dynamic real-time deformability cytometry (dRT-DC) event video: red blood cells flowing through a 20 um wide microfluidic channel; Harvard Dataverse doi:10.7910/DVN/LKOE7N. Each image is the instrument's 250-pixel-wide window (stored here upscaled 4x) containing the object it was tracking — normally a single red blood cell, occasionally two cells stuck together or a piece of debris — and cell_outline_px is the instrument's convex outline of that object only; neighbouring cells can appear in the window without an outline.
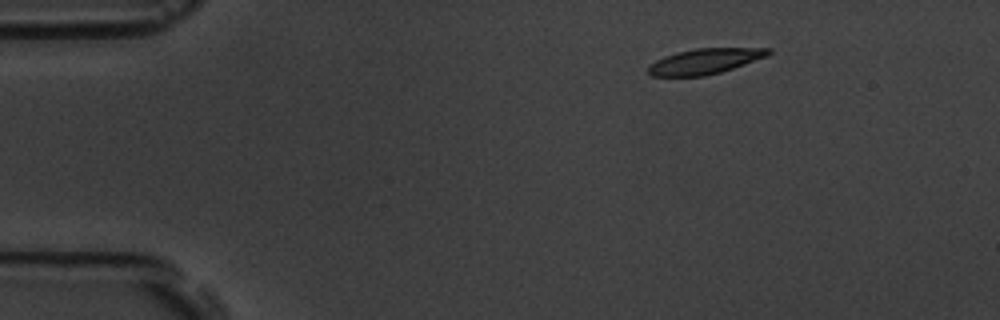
{"species": "common noctule bat (a hibernating species)", "species_latin": "Nyctalus noctula", "temperature_condition": "room temperature", "stored_images_in_passage": 6, "camera_frame_rate_fps": 3000, "um_per_image_px": 0.085, "animal": {"sex": "male", "body_mass_g": 19.5, "forearm_length_mm": 54.6}, "frame": {"image": 1, "passage_image": 1, "time_ms": 0.0, "image_size_px": [1000, 320], "cell_outline_px": [[772, 52], [768, 56], [720, 72], [704, 76], [652, 76], [648, 72], [648, 64], [664, 56], [676, 52], [696, 48], [772, 48]], "centroid_in_image_um": [59.9, 5.2], "position_along_channel_um": 25.1, "area_um2": 17.8}}
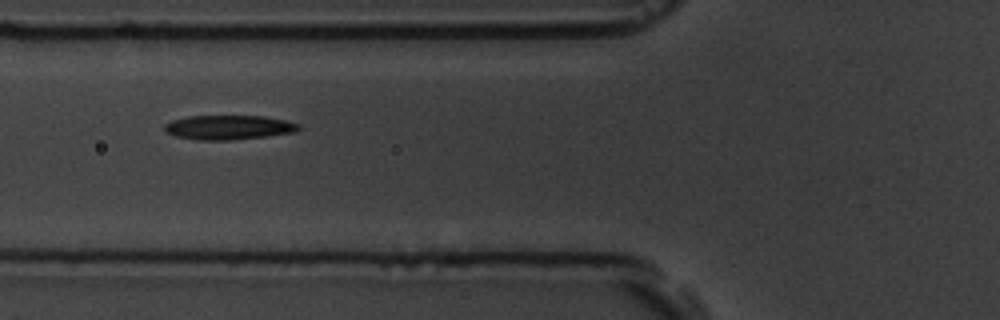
{"frame": {"image": 2, "passage_image": 5, "time_ms": 4.333, "image_size_px": [1000, 320], "cell_outline_px": [[300, 128], [296, 132], [232, 140], [196, 140], [176, 136], [168, 132], [164, 128], [164, 124], [172, 120], [188, 116], [264, 116], [288, 120], [300, 124]], "centroid_in_image_um": [19.46, 10.82], "position_along_channel_um": 106.3, "area_um2": 19.07}}
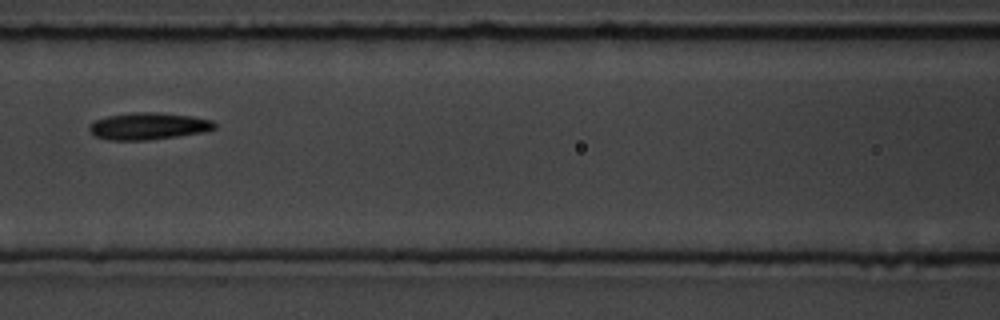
{"frame": {"image": 3, "passage_image": 6, "time_ms": 5.667, "image_size_px": [1000, 320], "cell_outline_px": [[216, 128], [204, 132], [148, 140], [108, 140], [96, 136], [88, 128], [88, 124], [96, 120], [108, 116], [132, 112], [156, 112], [192, 116], [212, 120], [216, 124]], "centroid_in_image_um": [12.61, 10.71], "position_along_channel_um": 154.0, "area_um2": 19.65}}